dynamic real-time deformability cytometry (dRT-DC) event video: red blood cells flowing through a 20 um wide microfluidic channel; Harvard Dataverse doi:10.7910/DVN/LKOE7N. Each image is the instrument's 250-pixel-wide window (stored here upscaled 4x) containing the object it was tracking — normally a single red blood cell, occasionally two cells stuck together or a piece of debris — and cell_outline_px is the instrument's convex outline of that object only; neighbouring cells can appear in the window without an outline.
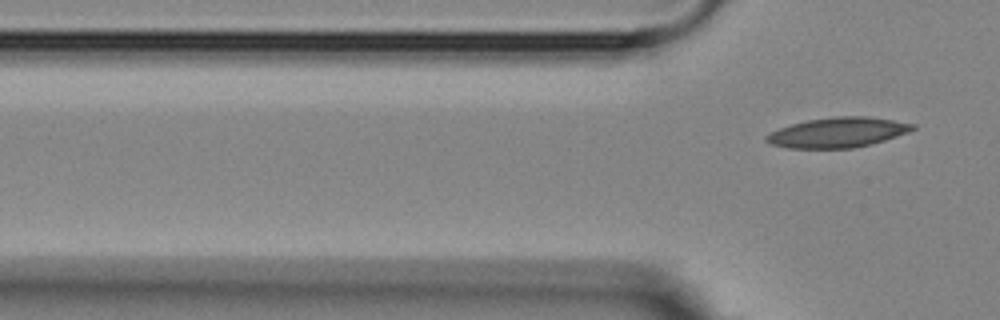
{"species": "Egyptian fruit bat (a non-hibernating species)", "species_latin": "Rousettus aegyptiacus", "temperature_condition": "room temperature", "stored_images_in_passage": 3, "camera_frame_rate_fps": 3000, "um_per_image_px": 0.085, "animal": {"sex": "female"}, "frame": {"image": 1, "passage_image": 3, "time_ms": 3.0, "image_size_px": [1000, 320], "cell_outline_px": [[916, 128], [908, 132], [872, 144], [852, 148], [788, 148], [772, 144], [764, 140], [764, 136], [780, 128], [792, 124], [808, 120], [832, 116], [868, 116], [916, 124]], "centroid_in_image_um": [71.22, 11.25], "position_along_channel_um": 54.6, "area_um2": 25.49}}